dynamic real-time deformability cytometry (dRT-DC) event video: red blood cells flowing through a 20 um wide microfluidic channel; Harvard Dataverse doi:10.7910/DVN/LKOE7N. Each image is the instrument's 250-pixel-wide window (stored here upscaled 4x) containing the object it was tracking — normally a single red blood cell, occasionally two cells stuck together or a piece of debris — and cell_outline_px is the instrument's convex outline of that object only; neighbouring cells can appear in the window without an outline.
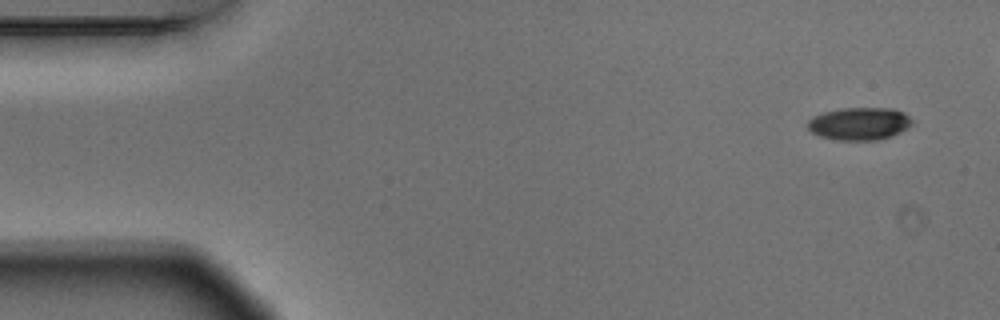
{"species": "Egyptian fruit bat (a non-hibernating species)", "species_latin": "Rousettus aegyptiacus", "temperature_condition": "warm", "stored_images_in_passage": 5, "camera_frame_rate_fps": 3000, "um_per_image_px": 0.085, "animal": {"sex": "male"}, "frame": {"image": 1, "passage_image": 1, "time_ms": 0.0, "image_size_px": [1000, 320], "cell_outline_px": [[912, 124], [900, 132], [892, 136], [876, 140], [836, 140], [820, 136], [812, 132], [808, 128], [808, 120], [812, 116], [824, 112], [844, 108], [892, 108], [904, 112], [912, 120]], "centroid_in_image_um": [73.04, 10.51], "position_along_channel_um": 12.0, "area_um2": 19.83}}